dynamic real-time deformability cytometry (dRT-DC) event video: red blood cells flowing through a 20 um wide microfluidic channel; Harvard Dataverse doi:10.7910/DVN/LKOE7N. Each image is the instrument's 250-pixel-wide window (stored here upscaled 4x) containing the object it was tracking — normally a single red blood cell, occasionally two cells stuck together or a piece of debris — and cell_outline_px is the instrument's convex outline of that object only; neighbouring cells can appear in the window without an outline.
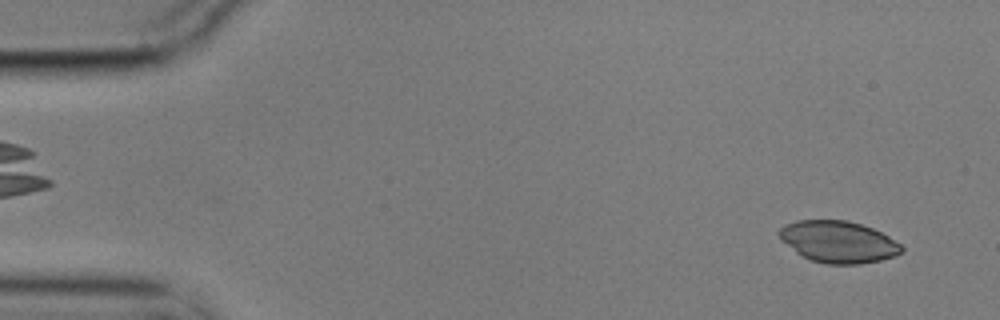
{"species": "common noctule bat (a hibernating species)", "species_latin": "Nyctalus noctula", "temperature_condition": "cold", "stored_images_in_passage": 55, "camera_frame_rate_fps": 3000, "um_per_image_px": 0.085, "animal": {"sex": "male", "body_mass_g": 17.9}, "frame": {"image": 1, "passage_image": 3, "time_ms": 0.667, "image_size_px": [1000, 320], "cell_outline_px": [[904, 252], [896, 256], [880, 260], [860, 264], [824, 264], [800, 256], [780, 240], [776, 232], [784, 224], [796, 220], [848, 220], [872, 228], [888, 236], [900, 244], [904, 248]], "centroid_in_image_um": [71.22, 20.56], "position_along_channel_um": 13.8, "area_um2": 30.11}}